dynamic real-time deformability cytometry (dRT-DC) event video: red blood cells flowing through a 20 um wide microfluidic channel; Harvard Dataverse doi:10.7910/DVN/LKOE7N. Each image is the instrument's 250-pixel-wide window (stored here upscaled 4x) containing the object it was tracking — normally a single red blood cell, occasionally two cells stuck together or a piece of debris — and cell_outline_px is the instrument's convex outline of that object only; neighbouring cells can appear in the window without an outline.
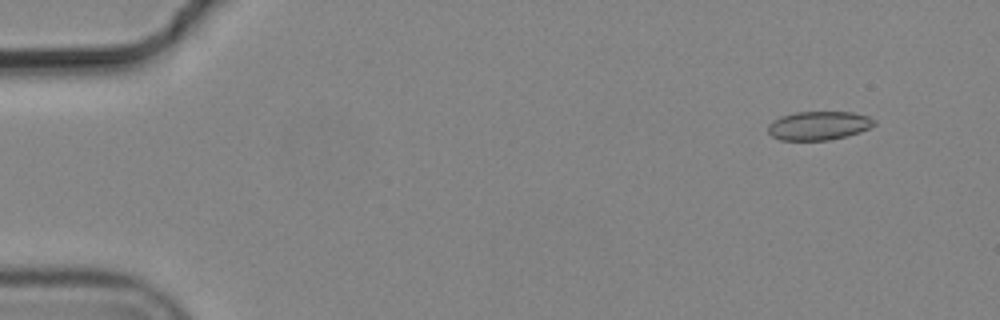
{"species": "common noctule bat (a hibernating species)", "species_latin": "Nyctalus noctula", "temperature_condition": "cold", "stored_images_in_passage": 5, "camera_frame_rate_fps": 3000, "um_per_image_px": 0.085, "animal": {"sex": "male", "body_mass_g": 19.2, "forearm_length_mm": 51.8}, "frame": {"image": 1, "passage_image": 2, "time_ms": 0.333, "image_size_px": [1000, 320], "cell_outline_px": [[876, 124], [860, 132], [828, 140], [780, 140], [772, 136], [768, 132], [768, 124], [772, 120], [780, 116], [796, 112], [852, 112], [868, 116], [876, 120]], "centroid_in_image_um": [69.57, 10.67], "position_along_channel_um": 15.4, "area_um2": 17.8}}